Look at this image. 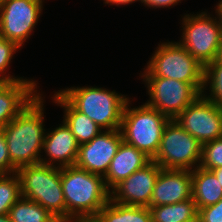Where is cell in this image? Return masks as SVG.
Returning <instances> with one entry per match:
<instances>
[{
	"instance_id": "cell-8",
	"label": "cell",
	"mask_w": 222,
	"mask_h": 222,
	"mask_svg": "<svg viewBox=\"0 0 222 222\" xmlns=\"http://www.w3.org/2000/svg\"><path fill=\"white\" fill-rule=\"evenodd\" d=\"M201 156L202 144L173 119L163 130L160 148L153 161L164 169L192 171L199 167Z\"/></svg>"
},
{
	"instance_id": "cell-11",
	"label": "cell",
	"mask_w": 222,
	"mask_h": 222,
	"mask_svg": "<svg viewBox=\"0 0 222 222\" xmlns=\"http://www.w3.org/2000/svg\"><path fill=\"white\" fill-rule=\"evenodd\" d=\"M174 120L201 144L222 137V108L202 94Z\"/></svg>"
},
{
	"instance_id": "cell-9",
	"label": "cell",
	"mask_w": 222,
	"mask_h": 222,
	"mask_svg": "<svg viewBox=\"0 0 222 222\" xmlns=\"http://www.w3.org/2000/svg\"><path fill=\"white\" fill-rule=\"evenodd\" d=\"M149 100L145 104L157 109L170 120L175 119L201 95L204 83H186L163 77H142Z\"/></svg>"
},
{
	"instance_id": "cell-31",
	"label": "cell",
	"mask_w": 222,
	"mask_h": 222,
	"mask_svg": "<svg viewBox=\"0 0 222 222\" xmlns=\"http://www.w3.org/2000/svg\"><path fill=\"white\" fill-rule=\"evenodd\" d=\"M75 222H100L97 217L75 218Z\"/></svg>"
},
{
	"instance_id": "cell-22",
	"label": "cell",
	"mask_w": 222,
	"mask_h": 222,
	"mask_svg": "<svg viewBox=\"0 0 222 222\" xmlns=\"http://www.w3.org/2000/svg\"><path fill=\"white\" fill-rule=\"evenodd\" d=\"M12 222H51L54 217L38 203L25 197H20L9 210Z\"/></svg>"
},
{
	"instance_id": "cell-5",
	"label": "cell",
	"mask_w": 222,
	"mask_h": 222,
	"mask_svg": "<svg viewBox=\"0 0 222 222\" xmlns=\"http://www.w3.org/2000/svg\"><path fill=\"white\" fill-rule=\"evenodd\" d=\"M130 102L129 99L125 105L120 127L123 141L153 160L160 148L163 130L170 119L145 103L131 108Z\"/></svg>"
},
{
	"instance_id": "cell-3",
	"label": "cell",
	"mask_w": 222,
	"mask_h": 222,
	"mask_svg": "<svg viewBox=\"0 0 222 222\" xmlns=\"http://www.w3.org/2000/svg\"><path fill=\"white\" fill-rule=\"evenodd\" d=\"M78 111L88 116L101 130L120 129L129 97L102 87H71L58 90Z\"/></svg>"
},
{
	"instance_id": "cell-10",
	"label": "cell",
	"mask_w": 222,
	"mask_h": 222,
	"mask_svg": "<svg viewBox=\"0 0 222 222\" xmlns=\"http://www.w3.org/2000/svg\"><path fill=\"white\" fill-rule=\"evenodd\" d=\"M44 0L0 1V36L20 48L28 40L43 10Z\"/></svg>"
},
{
	"instance_id": "cell-21",
	"label": "cell",
	"mask_w": 222,
	"mask_h": 222,
	"mask_svg": "<svg viewBox=\"0 0 222 222\" xmlns=\"http://www.w3.org/2000/svg\"><path fill=\"white\" fill-rule=\"evenodd\" d=\"M152 222H198L199 211L192 198L175 204L149 207Z\"/></svg>"
},
{
	"instance_id": "cell-25",
	"label": "cell",
	"mask_w": 222,
	"mask_h": 222,
	"mask_svg": "<svg viewBox=\"0 0 222 222\" xmlns=\"http://www.w3.org/2000/svg\"><path fill=\"white\" fill-rule=\"evenodd\" d=\"M20 47L13 41L7 40L0 36V82H15L18 80H24L23 77H15L6 73L9 69V65L12 62L11 59L16 54ZM7 69V70H6Z\"/></svg>"
},
{
	"instance_id": "cell-28",
	"label": "cell",
	"mask_w": 222,
	"mask_h": 222,
	"mask_svg": "<svg viewBox=\"0 0 222 222\" xmlns=\"http://www.w3.org/2000/svg\"><path fill=\"white\" fill-rule=\"evenodd\" d=\"M16 170L17 169L11 164L3 130L0 129V175L14 173Z\"/></svg>"
},
{
	"instance_id": "cell-30",
	"label": "cell",
	"mask_w": 222,
	"mask_h": 222,
	"mask_svg": "<svg viewBox=\"0 0 222 222\" xmlns=\"http://www.w3.org/2000/svg\"><path fill=\"white\" fill-rule=\"evenodd\" d=\"M211 171L214 173V175L216 176L217 180L219 181L222 187V167L212 169Z\"/></svg>"
},
{
	"instance_id": "cell-32",
	"label": "cell",
	"mask_w": 222,
	"mask_h": 222,
	"mask_svg": "<svg viewBox=\"0 0 222 222\" xmlns=\"http://www.w3.org/2000/svg\"><path fill=\"white\" fill-rule=\"evenodd\" d=\"M51 222H75V218H54Z\"/></svg>"
},
{
	"instance_id": "cell-24",
	"label": "cell",
	"mask_w": 222,
	"mask_h": 222,
	"mask_svg": "<svg viewBox=\"0 0 222 222\" xmlns=\"http://www.w3.org/2000/svg\"><path fill=\"white\" fill-rule=\"evenodd\" d=\"M21 196L20 181L16 172L0 175V215L9 214L10 208Z\"/></svg>"
},
{
	"instance_id": "cell-18",
	"label": "cell",
	"mask_w": 222,
	"mask_h": 222,
	"mask_svg": "<svg viewBox=\"0 0 222 222\" xmlns=\"http://www.w3.org/2000/svg\"><path fill=\"white\" fill-rule=\"evenodd\" d=\"M55 104L63 108V122L71 129L79 145L90 142L101 130L88 116L75 109L59 92L53 95Z\"/></svg>"
},
{
	"instance_id": "cell-29",
	"label": "cell",
	"mask_w": 222,
	"mask_h": 222,
	"mask_svg": "<svg viewBox=\"0 0 222 222\" xmlns=\"http://www.w3.org/2000/svg\"><path fill=\"white\" fill-rule=\"evenodd\" d=\"M143 5H147L152 8H166L174 6L175 4L181 3V0H140Z\"/></svg>"
},
{
	"instance_id": "cell-17",
	"label": "cell",
	"mask_w": 222,
	"mask_h": 222,
	"mask_svg": "<svg viewBox=\"0 0 222 222\" xmlns=\"http://www.w3.org/2000/svg\"><path fill=\"white\" fill-rule=\"evenodd\" d=\"M151 161L152 159L145 153L122 141L104 177L106 187L112 190L122 180L145 167Z\"/></svg>"
},
{
	"instance_id": "cell-13",
	"label": "cell",
	"mask_w": 222,
	"mask_h": 222,
	"mask_svg": "<svg viewBox=\"0 0 222 222\" xmlns=\"http://www.w3.org/2000/svg\"><path fill=\"white\" fill-rule=\"evenodd\" d=\"M161 167L151 161L111 190V200L128 206L150 207V200Z\"/></svg>"
},
{
	"instance_id": "cell-33",
	"label": "cell",
	"mask_w": 222,
	"mask_h": 222,
	"mask_svg": "<svg viewBox=\"0 0 222 222\" xmlns=\"http://www.w3.org/2000/svg\"><path fill=\"white\" fill-rule=\"evenodd\" d=\"M216 8V12L219 15L220 21L222 23V0L219 1V3L217 4Z\"/></svg>"
},
{
	"instance_id": "cell-12",
	"label": "cell",
	"mask_w": 222,
	"mask_h": 222,
	"mask_svg": "<svg viewBox=\"0 0 222 222\" xmlns=\"http://www.w3.org/2000/svg\"><path fill=\"white\" fill-rule=\"evenodd\" d=\"M123 141L120 129L103 130L90 142L79 145L76 166L105 177L110 162Z\"/></svg>"
},
{
	"instance_id": "cell-14",
	"label": "cell",
	"mask_w": 222,
	"mask_h": 222,
	"mask_svg": "<svg viewBox=\"0 0 222 222\" xmlns=\"http://www.w3.org/2000/svg\"><path fill=\"white\" fill-rule=\"evenodd\" d=\"M192 198L190 170L162 168L154 185L150 207L175 204Z\"/></svg>"
},
{
	"instance_id": "cell-36",
	"label": "cell",
	"mask_w": 222,
	"mask_h": 222,
	"mask_svg": "<svg viewBox=\"0 0 222 222\" xmlns=\"http://www.w3.org/2000/svg\"><path fill=\"white\" fill-rule=\"evenodd\" d=\"M0 222H12L9 215L5 214V215H0Z\"/></svg>"
},
{
	"instance_id": "cell-26",
	"label": "cell",
	"mask_w": 222,
	"mask_h": 222,
	"mask_svg": "<svg viewBox=\"0 0 222 222\" xmlns=\"http://www.w3.org/2000/svg\"><path fill=\"white\" fill-rule=\"evenodd\" d=\"M199 167L207 170L222 167V137L202 144Z\"/></svg>"
},
{
	"instance_id": "cell-35",
	"label": "cell",
	"mask_w": 222,
	"mask_h": 222,
	"mask_svg": "<svg viewBox=\"0 0 222 222\" xmlns=\"http://www.w3.org/2000/svg\"><path fill=\"white\" fill-rule=\"evenodd\" d=\"M136 1H140V0H118V6L119 5H127V4H131L133 2H136Z\"/></svg>"
},
{
	"instance_id": "cell-37",
	"label": "cell",
	"mask_w": 222,
	"mask_h": 222,
	"mask_svg": "<svg viewBox=\"0 0 222 222\" xmlns=\"http://www.w3.org/2000/svg\"><path fill=\"white\" fill-rule=\"evenodd\" d=\"M104 4H110V5H117L118 6V0H104Z\"/></svg>"
},
{
	"instance_id": "cell-19",
	"label": "cell",
	"mask_w": 222,
	"mask_h": 222,
	"mask_svg": "<svg viewBox=\"0 0 222 222\" xmlns=\"http://www.w3.org/2000/svg\"><path fill=\"white\" fill-rule=\"evenodd\" d=\"M192 199L201 208L218 203L222 199V187L211 170L197 167L191 171Z\"/></svg>"
},
{
	"instance_id": "cell-16",
	"label": "cell",
	"mask_w": 222,
	"mask_h": 222,
	"mask_svg": "<svg viewBox=\"0 0 222 222\" xmlns=\"http://www.w3.org/2000/svg\"><path fill=\"white\" fill-rule=\"evenodd\" d=\"M37 81L0 82V129L11 122L38 94Z\"/></svg>"
},
{
	"instance_id": "cell-7",
	"label": "cell",
	"mask_w": 222,
	"mask_h": 222,
	"mask_svg": "<svg viewBox=\"0 0 222 222\" xmlns=\"http://www.w3.org/2000/svg\"><path fill=\"white\" fill-rule=\"evenodd\" d=\"M207 13L208 11H203L197 15H184L181 29L183 36L179 40L188 53L204 66L215 61L222 43V23L219 15L215 11L216 16L212 18V15Z\"/></svg>"
},
{
	"instance_id": "cell-34",
	"label": "cell",
	"mask_w": 222,
	"mask_h": 222,
	"mask_svg": "<svg viewBox=\"0 0 222 222\" xmlns=\"http://www.w3.org/2000/svg\"><path fill=\"white\" fill-rule=\"evenodd\" d=\"M215 61L218 64L222 65V43H221L220 48L218 50L217 57H216Z\"/></svg>"
},
{
	"instance_id": "cell-15",
	"label": "cell",
	"mask_w": 222,
	"mask_h": 222,
	"mask_svg": "<svg viewBox=\"0 0 222 222\" xmlns=\"http://www.w3.org/2000/svg\"><path fill=\"white\" fill-rule=\"evenodd\" d=\"M43 150L46 157L40 158L41 164L62 168L76 164L79 144L71 129L62 121L51 132L46 131Z\"/></svg>"
},
{
	"instance_id": "cell-20",
	"label": "cell",
	"mask_w": 222,
	"mask_h": 222,
	"mask_svg": "<svg viewBox=\"0 0 222 222\" xmlns=\"http://www.w3.org/2000/svg\"><path fill=\"white\" fill-rule=\"evenodd\" d=\"M100 222H152L149 207L118 204L111 199L99 211Z\"/></svg>"
},
{
	"instance_id": "cell-1",
	"label": "cell",
	"mask_w": 222,
	"mask_h": 222,
	"mask_svg": "<svg viewBox=\"0 0 222 222\" xmlns=\"http://www.w3.org/2000/svg\"><path fill=\"white\" fill-rule=\"evenodd\" d=\"M44 100L37 94L3 130L11 164L19 169L40 163L46 135Z\"/></svg>"
},
{
	"instance_id": "cell-2",
	"label": "cell",
	"mask_w": 222,
	"mask_h": 222,
	"mask_svg": "<svg viewBox=\"0 0 222 222\" xmlns=\"http://www.w3.org/2000/svg\"><path fill=\"white\" fill-rule=\"evenodd\" d=\"M60 178L68 218L97 217L111 199L104 177L76 165L62 167Z\"/></svg>"
},
{
	"instance_id": "cell-6",
	"label": "cell",
	"mask_w": 222,
	"mask_h": 222,
	"mask_svg": "<svg viewBox=\"0 0 222 222\" xmlns=\"http://www.w3.org/2000/svg\"><path fill=\"white\" fill-rule=\"evenodd\" d=\"M141 77H163L186 83H204V65L179 42L158 44Z\"/></svg>"
},
{
	"instance_id": "cell-23",
	"label": "cell",
	"mask_w": 222,
	"mask_h": 222,
	"mask_svg": "<svg viewBox=\"0 0 222 222\" xmlns=\"http://www.w3.org/2000/svg\"><path fill=\"white\" fill-rule=\"evenodd\" d=\"M208 85L210 89L206 88ZM206 90H209V95L205 92ZM201 94L222 108V65L216 61L204 66V86Z\"/></svg>"
},
{
	"instance_id": "cell-4",
	"label": "cell",
	"mask_w": 222,
	"mask_h": 222,
	"mask_svg": "<svg viewBox=\"0 0 222 222\" xmlns=\"http://www.w3.org/2000/svg\"><path fill=\"white\" fill-rule=\"evenodd\" d=\"M60 167L41 163L16 170L21 195L48 210L54 217L66 218V203L60 178Z\"/></svg>"
},
{
	"instance_id": "cell-27",
	"label": "cell",
	"mask_w": 222,
	"mask_h": 222,
	"mask_svg": "<svg viewBox=\"0 0 222 222\" xmlns=\"http://www.w3.org/2000/svg\"><path fill=\"white\" fill-rule=\"evenodd\" d=\"M198 222H222V199L199 210Z\"/></svg>"
}]
</instances>
